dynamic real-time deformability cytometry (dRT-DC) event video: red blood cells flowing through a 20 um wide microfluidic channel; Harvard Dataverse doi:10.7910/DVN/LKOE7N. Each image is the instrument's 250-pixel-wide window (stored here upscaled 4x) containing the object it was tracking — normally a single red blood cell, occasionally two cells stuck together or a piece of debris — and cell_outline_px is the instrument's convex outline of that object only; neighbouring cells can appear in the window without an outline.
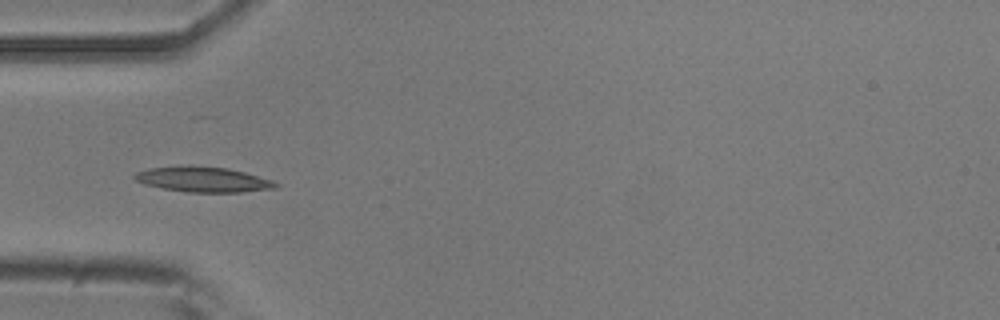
{"species": "common noctule bat (a hibernating species)", "species_latin": "Nyctalus noctula", "temperature_condition": "room temperature", "stored_images_in_passage": 13, "camera_frame_rate_fps": 3000, "um_per_image_px": 0.085, "animal": {"sex": "male", "body_mass_g": 20.5, "forearm_length_mm": 52.5}, "frame": {"image": 1, "passage_image": 1, "time_ms": 0.0, "image_size_px": [1000, 320], "cell_outline_px": [[280, 184], [276, 188], [240, 192], [188, 192], [164, 188], [144, 184], [136, 180], [132, 176], [136, 172], [148, 168], [180, 164], [228, 168], [244, 172], [272, 180]], "centroid_in_image_um": [17.23, 15.23], "position_along_channel_um": 67.8, "area_um2": 20.92}}
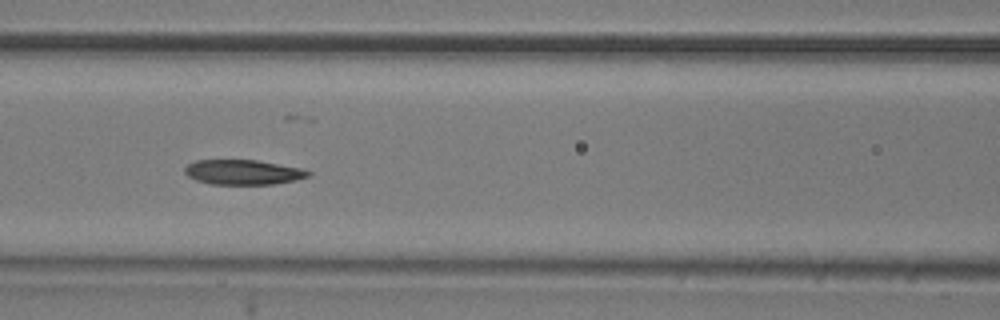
{"frame": {"image": 2, "passage_image": 7, "time_ms": 2.0, "image_size_px": [1000, 320], "cell_outline_px": [[312, 172], [308, 176], [296, 180], [272, 184], [212, 184], [196, 180], [188, 176], [184, 172], [184, 168], [188, 164], [196, 160], [256, 160], [300, 168]], "centroid_in_image_um": [20.64, 14.63], "position_along_channel_um": 146.0, "area_um2": 17.74}}
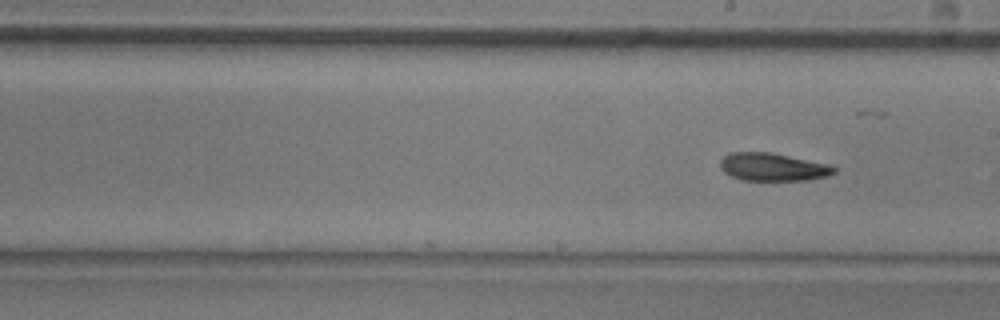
{"frame": {"image": 3, "passage_image": 13, "time_ms": 4.0, "image_size_px": [1000, 320], "cell_outline_px": [[836, 172], [828, 176], [808, 180], [740, 180], [724, 172], [720, 168], [720, 160], [728, 152], [772, 152], [828, 164], [836, 168]], "centroid_in_image_um": [65.67, 14.19], "position_along_channel_um": 223.3, "area_um2": 18.61}}